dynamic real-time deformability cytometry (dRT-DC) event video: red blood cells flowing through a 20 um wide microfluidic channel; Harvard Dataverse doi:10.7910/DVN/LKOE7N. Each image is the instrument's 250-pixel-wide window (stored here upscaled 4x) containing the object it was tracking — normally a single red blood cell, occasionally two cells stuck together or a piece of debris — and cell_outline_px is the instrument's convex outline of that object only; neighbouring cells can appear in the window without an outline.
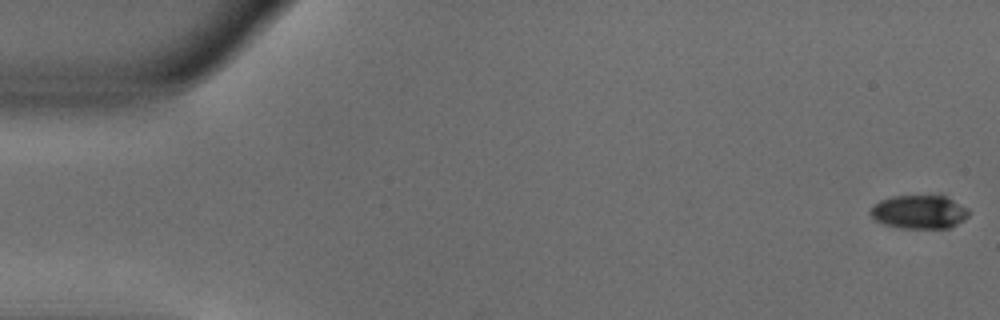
{"species": "common noctule bat (a hibernating species)", "species_latin": "Nyctalus noctula", "temperature_condition": "warm", "stored_images_in_passage": 53, "camera_frame_rate_fps": 3000, "um_per_image_px": 0.085, "animal": {"sex": "male", "body_mass_g": 18.8}, "frame": {"image": 1, "passage_image": 1, "time_ms": 0.0, "image_size_px": [1000, 320], "cell_outline_px": [[968, 216], [964, 220], [948, 228], [900, 228], [884, 224], [876, 220], [868, 212], [872, 204], [880, 200], [892, 196], [944, 196], [968, 208]], "centroid_in_image_um": [78.09, 18.02], "position_along_channel_um": 6.9, "area_um2": 19.19}}
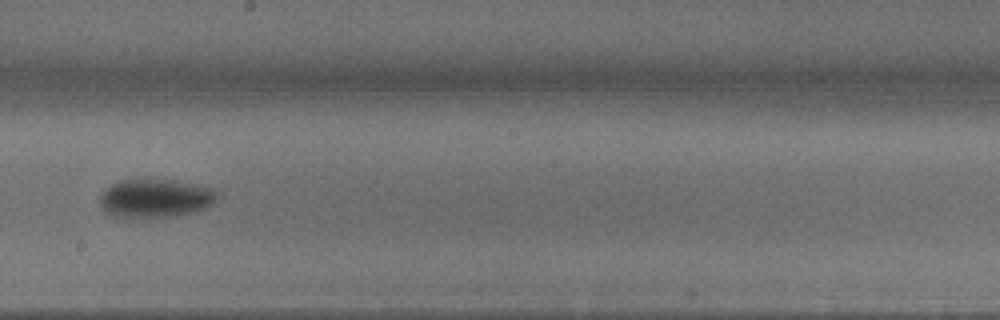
{"frame": {"image": 2, "passage_image": 30, "time_ms": 9.667, "image_size_px": [1000, 320], "cell_outline_px": [[216, 196], [212, 204], [204, 208], [192, 212], [176, 216], [116, 216], [108, 212], [100, 204], [100, 196], [112, 184], [120, 180], [144, 176], [148, 176], [176, 180], [208, 188], [216, 192]], "centroid_in_image_um": [13.18, 16.78], "position_along_channel_um": 235.0, "area_um2": 26.18}}
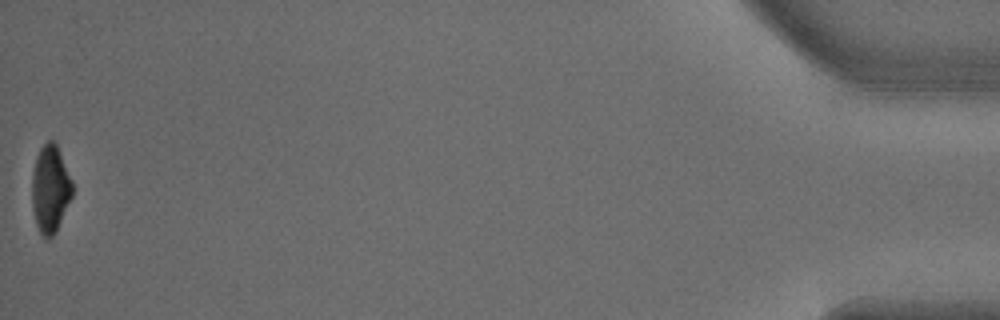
{"frame": {"image": 3, "passage_image": 53, "time_ms": 17.333, "image_size_px": [1000, 320], "cell_outline_px": [[72, 196], [56, 232], [48, 240], [40, 232], [36, 224], [32, 208], [32, 172], [36, 156], [40, 148], [48, 140], [52, 140], [56, 144], [72, 180]], "centroid_in_image_um": [4.26, 16.07], "position_along_channel_um": 430.9, "area_um2": 20.52}, "authors_computed_cell_mechanics": {"area_um2": 22.8888, "velocity_mm_per_s": 3.8355, "shape_relaxation_time_tau1_ms": 2.5196, "shape_relaxation_time_tau2_ms": null, "deformation_change_tau1": 0.1601, "deformation_change_tau2": null}}